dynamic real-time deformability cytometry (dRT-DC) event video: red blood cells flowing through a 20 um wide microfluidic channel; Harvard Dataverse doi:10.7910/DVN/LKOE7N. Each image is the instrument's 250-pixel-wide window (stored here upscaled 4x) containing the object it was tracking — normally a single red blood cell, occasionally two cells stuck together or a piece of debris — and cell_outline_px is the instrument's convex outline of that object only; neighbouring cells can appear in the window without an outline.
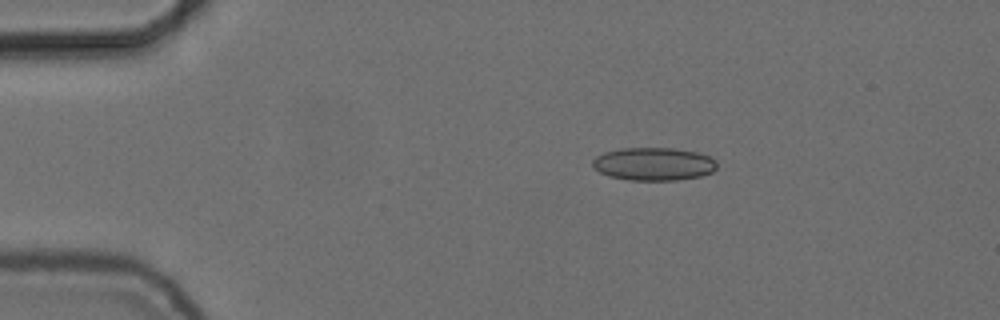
{"species": "common noctule bat (a hibernating species)", "species_latin": "Nyctalus noctula", "temperature_condition": "cold", "stored_images_in_passage": 46, "camera_frame_rate_fps": 3000, "um_per_image_px": 0.085, "animal": {"sex": "female", "body_mass_g": 24.6, "forearm_length_mm": 56.2}, "frame": {"image": 1, "passage_image": 1, "time_ms": 0.0, "image_size_px": [1000, 320], "cell_outline_px": [[716, 168], [712, 172], [700, 176], [676, 180], [628, 180], [608, 176], [592, 168], [592, 160], [596, 156], [604, 152], [620, 148], [672, 148], [696, 152], [708, 156], [716, 160]], "centroid_in_image_um": [55.52, 13.94], "position_along_channel_um": 29.5, "area_um2": 23.99}}
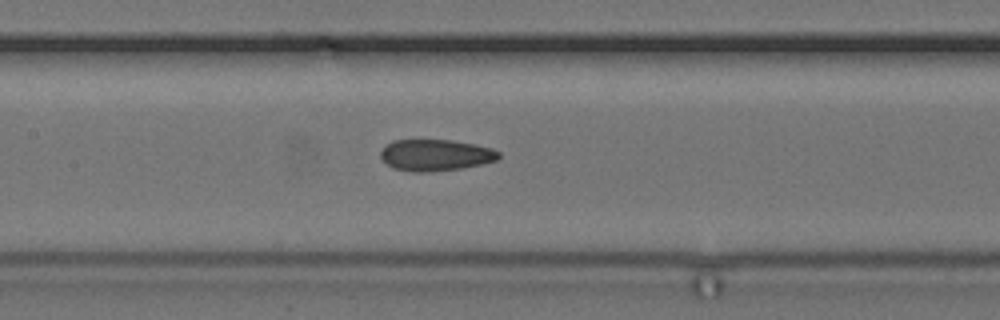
{"frame": {"image": 2, "passage_image": 17, "time_ms": 5.333, "image_size_px": [1000, 320], "cell_outline_px": [[500, 156], [496, 160], [480, 164], [460, 168], [428, 172], [412, 172], [392, 168], [380, 156], [380, 152], [392, 140], [452, 140], [492, 148], [500, 152]], "centroid_in_image_um": [37.01, 13.18], "position_along_channel_um": 170.4, "area_um2": 21.44}}
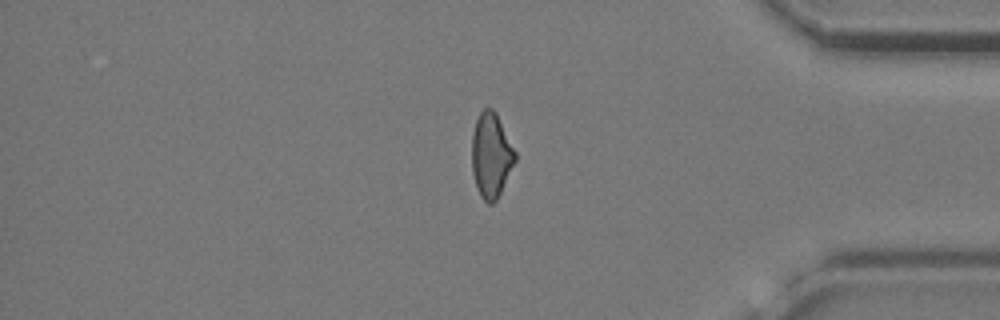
{"frame": {"image": 3, "passage_image": 37, "time_ms": 12.0, "image_size_px": [1000, 320], "cell_outline_px": [[516, 160], [496, 200], [492, 204], [488, 204], [480, 196], [472, 172], [472, 132], [476, 120], [480, 112], [484, 108], [492, 108], [496, 112], [516, 152]], "centroid_in_image_um": [41.74, 13.18], "position_along_channel_um": 393.5, "area_um2": 21.27}, "authors_computed_cell_mechanics": {"area_um2": 21.964, "velocity_mm_per_s": 3.7344, "shape_relaxation_time_tau1_ms": null, "shape_relaxation_time_tau2_ms": 2.4802, "deformation_change_tau1": null, "deformation_change_tau2": 0.0896}}